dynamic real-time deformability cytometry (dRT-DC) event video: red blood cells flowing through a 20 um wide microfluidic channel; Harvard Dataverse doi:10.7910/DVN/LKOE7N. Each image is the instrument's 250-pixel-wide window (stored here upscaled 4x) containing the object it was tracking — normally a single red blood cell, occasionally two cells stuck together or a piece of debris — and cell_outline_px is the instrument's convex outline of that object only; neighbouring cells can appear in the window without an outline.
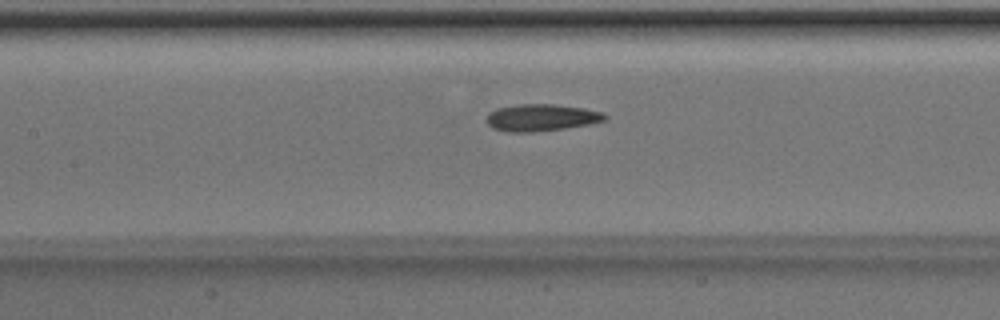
{"species": "Egyptian fruit bat (a non-hibernating species)", "species_latin": "Rousettus aegyptiacus", "temperature_condition": "room temperature", "stored_images_in_passage": 50, "camera_frame_rate_fps": 3000, "um_per_image_px": 0.085, "animal": {"sex": "male"}, "frame": {"image": 1, "passage_image": 23, "time_ms": 7.333, "image_size_px": [1000, 320], "cell_outline_px": [[608, 120], [588, 124], [564, 128], [532, 132], [508, 132], [492, 128], [488, 124], [488, 112], [496, 108], [520, 104], [556, 104], [584, 108], [604, 112], [608, 116]], "centroid_in_image_um": [46.04, 9.99], "position_along_channel_um": 161.4, "area_um2": 18.67}}
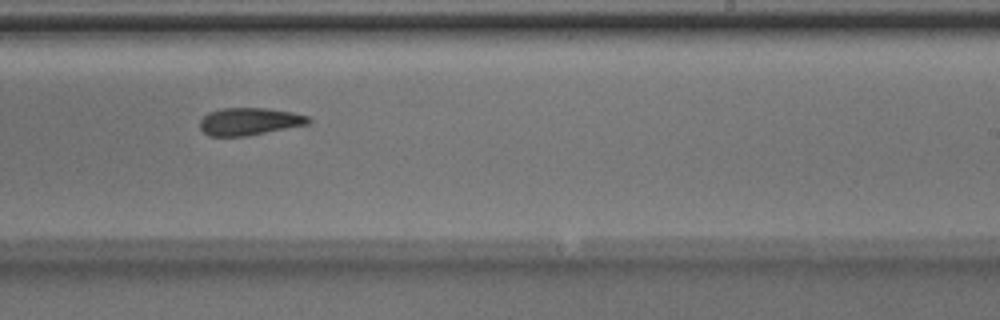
{"frame": {"image": 2, "passage_image": 31, "time_ms": 10.0, "image_size_px": [1000, 320], "cell_outline_px": [[312, 120], [308, 124], [248, 136], [208, 136], [200, 128], [200, 120], [208, 112], [220, 108], [268, 108], [292, 112], [308, 116]], "centroid_in_image_um": [21.19, 10.32], "position_along_channel_um": 267.8, "area_um2": 17.46}}
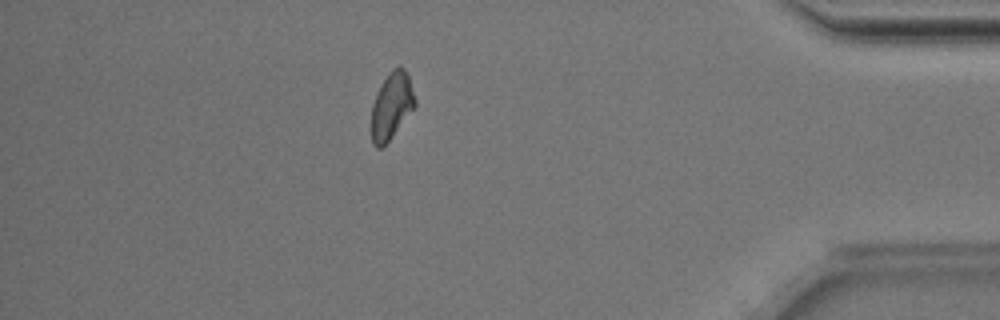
{"frame": {"image": 3, "passage_image": 44, "time_ms": 14.333, "image_size_px": [1000, 320], "cell_outline_px": [[416, 104], [388, 140], [380, 148], [376, 148], [372, 144], [372, 104], [380, 84], [392, 68], [400, 64], [404, 68], [408, 76], [416, 100]], "centroid_in_image_um": [33.27, 8.93], "position_along_channel_um": 401.9, "area_um2": 16.59}, "authors_computed_cell_mechanics": {"area_um2": 18.0336, "velocity_mm_per_s": 4.0153, "shape_relaxation_time_tau1_ms": 3.3307, "shape_relaxation_time_tau2_ms": 4.1374, "deformation_change_tau1": 0.1141, "deformation_change_tau2": 0.1069}}